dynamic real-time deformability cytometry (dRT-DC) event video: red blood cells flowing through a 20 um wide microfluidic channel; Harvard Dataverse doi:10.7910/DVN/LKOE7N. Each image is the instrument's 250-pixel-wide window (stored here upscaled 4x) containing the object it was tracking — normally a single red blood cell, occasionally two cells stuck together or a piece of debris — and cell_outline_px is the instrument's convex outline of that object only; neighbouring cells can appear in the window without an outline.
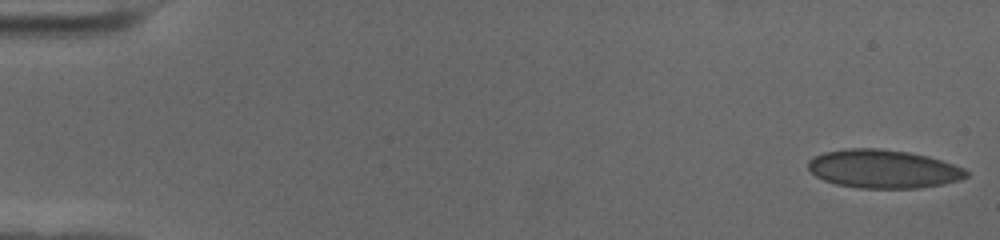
{"species": "human", "species_latin": "Homo sapiens", "temperature_condition": "cold", "stored_images_in_passage": 58, "camera_frame_rate_fps": 3000, "um_per_image_px": 0.085, "donor": {"sex": "female"}, "frame": {"image": 1, "passage_image": 1, "time_ms": 0.0, "image_size_px": [1000, 240], "cell_outline_px": [[968, 176], [960, 180], [920, 188], [860, 188], [836, 184], [824, 180], [816, 176], [808, 168], [808, 160], [824, 152], [848, 148], [876, 148], [908, 152], [928, 156], [964, 168], [968, 172]], "centroid_in_image_um": [75.07, 14.36], "position_along_channel_um": 9.9, "area_um2": 35.26}}
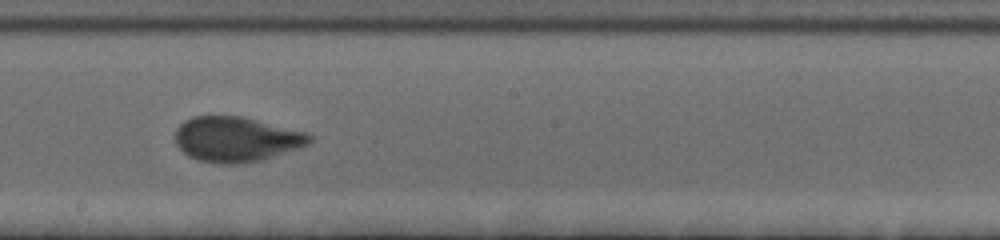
{"frame": {"image": 2, "passage_image": 33, "time_ms": 10.667, "image_size_px": [1000, 240], "cell_outline_px": [[312, 140], [308, 144], [260, 160], [236, 164], [216, 164], [200, 160], [188, 156], [176, 144], [176, 128], [184, 120], [192, 116], [240, 116], [308, 132], [312, 136]], "centroid_in_image_um": [20.06, 11.83], "position_along_channel_um": 228.1, "area_um2": 35.03}}
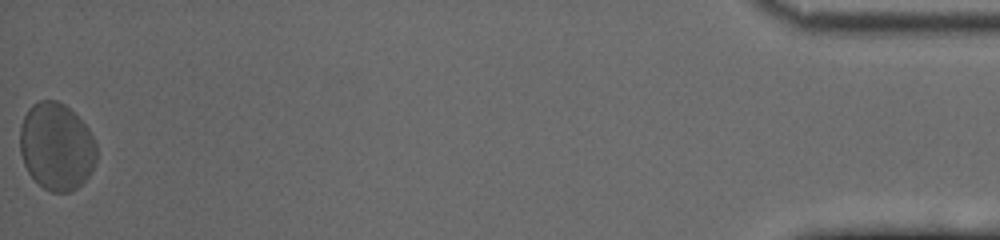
{"frame": {"image": 3, "passage_image": 58, "time_ms": 19.0, "image_size_px": [1000, 240], "cell_outline_px": [[96, 160], [92, 172], [72, 192], [52, 192], [44, 188], [28, 172], [24, 164], [20, 152], [20, 124], [28, 108], [32, 104], [40, 100], [56, 100], [64, 104], [88, 128], [96, 144]], "centroid_in_image_um": [4.79, 12.45], "position_along_channel_um": 430.4, "area_um2": 38.96}, "authors_computed_cell_mechanics": {"area_um2": 35.1424, "velocity_mm_per_s": 3.4859, "shape_relaxation_time_tau1_ms": 3.7484, "shape_relaxation_time_tau2_ms": null, "deformation_change_tau1": 0.1104, "deformation_change_tau2": null}}